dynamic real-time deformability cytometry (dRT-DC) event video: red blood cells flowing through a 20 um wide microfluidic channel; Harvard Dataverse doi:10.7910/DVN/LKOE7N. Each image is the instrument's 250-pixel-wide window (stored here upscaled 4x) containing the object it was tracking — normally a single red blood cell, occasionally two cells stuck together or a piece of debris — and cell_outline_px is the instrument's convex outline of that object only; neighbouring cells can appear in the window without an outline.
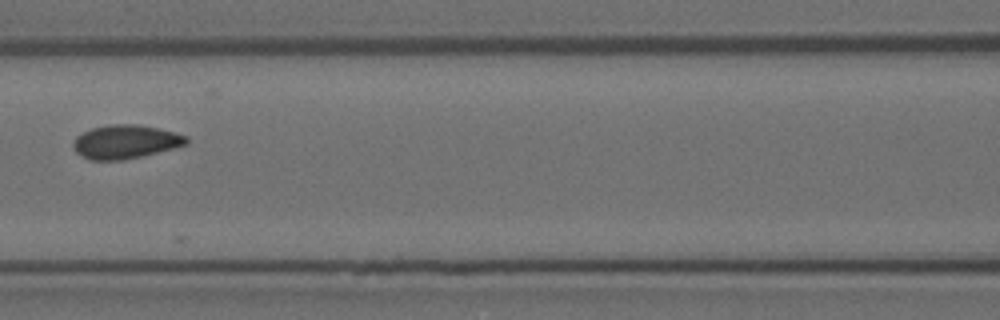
{"species": "Egyptian fruit bat (a non-hibernating species)", "species_latin": "Rousettus aegyptiacus", "temperature_condition": "room temperature", "stored_images_in_passage": 6, "camera_frame_rate_fps": 3000, "um_per_image_px": 0.085, "animal": {"sex": "female"}, "frame": {"image": 1, "passage_image": 6, "time_ms": 6.0, "image_size_px": [1000, 320], "cell_outline_px": [[188, 144], [124, 160], [88, 160], [76, 152], [72, 148], [72, 144], [76, 136], [92, 128], [108, 124], [140, 124], [176, 132], [188, 136]], "centroid_in_image_um": [10.65, 12.04], "position_along_channel_um": 156.0, "area_um2": 22.31}}